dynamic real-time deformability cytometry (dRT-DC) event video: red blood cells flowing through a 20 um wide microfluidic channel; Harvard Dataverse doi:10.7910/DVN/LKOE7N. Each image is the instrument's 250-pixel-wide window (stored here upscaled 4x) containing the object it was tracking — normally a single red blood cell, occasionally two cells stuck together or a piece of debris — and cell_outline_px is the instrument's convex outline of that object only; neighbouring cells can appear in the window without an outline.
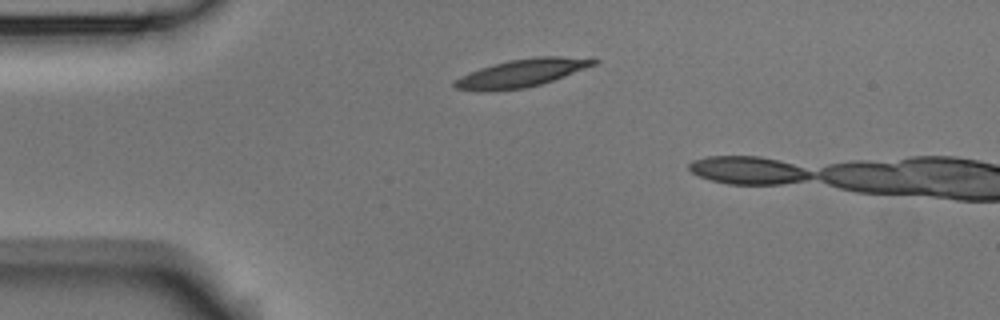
{"species": "Egyptian fruit bat (a non-hibernating species)", "species_latin": "Rousettus aegyptiacus", "temperature_condition": "room temperature", "stored_images_in_passage": 2, "camera_frame_rate_fps": 3000, "um_per_image_px": 0.085, "animal": {"sex": "male"}, "frame": {"image": 1, "passage_image": 1, "time_ms": 0.0, "image_size_px": [1000, 320], "cell_outline_px": [[600, 60], [596, 64], [564, 76], [540, 84], [524, 88], [456, 88], [452, 84], [460, 76], [468, 72], [480, 68], [508, 60], [536, 56], [592, 56]], "centroid_in_image_um": [44.53, 6.12], "position_along_channel_um": 40.5, "area_um2": 21.85}}